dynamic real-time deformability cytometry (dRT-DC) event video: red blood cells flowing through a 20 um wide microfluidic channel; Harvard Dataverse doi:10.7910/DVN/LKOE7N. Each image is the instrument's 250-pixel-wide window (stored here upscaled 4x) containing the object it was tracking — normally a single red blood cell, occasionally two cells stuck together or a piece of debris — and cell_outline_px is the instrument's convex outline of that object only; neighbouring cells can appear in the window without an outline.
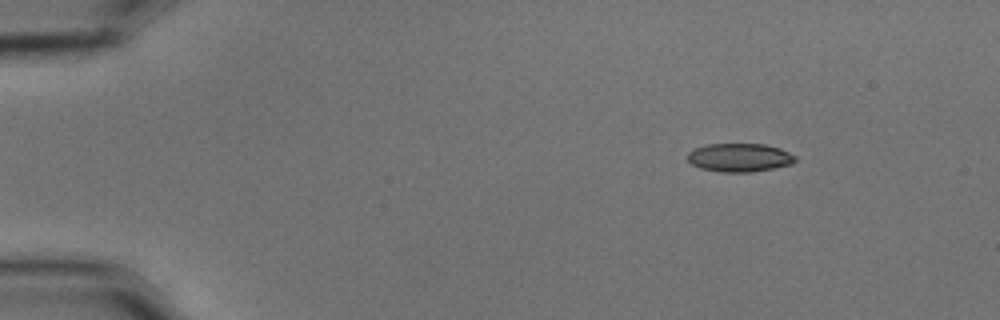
{"species": "common noctule bat (a hibernating species)", "species_latin": "Nyctalus noctula", "temperature_condition": "cold", "stored_images_in_passage": 3, "camera_frame_rate_fps": 3000, "um_per_image_px": 0.085, "animal": {"sex": "male", "body_mass_g": 15.6}, "frame": {"image": 1, "passage_image": 1, "time_ms": 0.0, "image_size_px": [1000, 320], "cell_outline_px": [[796, 160], [792, 164], [752, 172], [720, 172], [700, 168], [692, 164], [688, 160], [688, 152], [696, 148], [708, 144], [764, 144], [780, 148], [796, 156]], "centroid_in_image_um": [62.87, 13.39], "position_along_channel_um": 22.1, "area_um2": 17.8}}
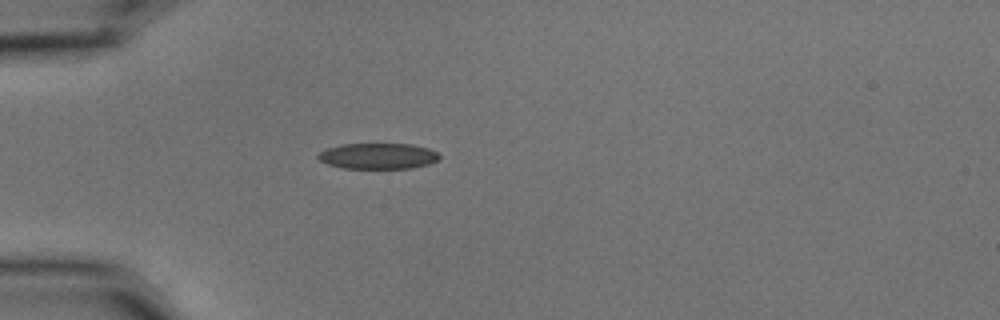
{"frame": {"image": 2, "passage_image": 3, "time_ms": 0.667, "image_size_px": [1000, 320], "cell_outline_px": [[440, 156], [436, 160], [428, 164], [412, 168], [344, 168], [328, 164], [320, 160], [316, 156], [320, 152], [328, 148], [340, 144], [412, 144], [428, 148], [436, 152]], "centroid_in_image_um": [32.12, 13.26], "position_along_channel_um": 52.9, "area_um2": 18.09}}